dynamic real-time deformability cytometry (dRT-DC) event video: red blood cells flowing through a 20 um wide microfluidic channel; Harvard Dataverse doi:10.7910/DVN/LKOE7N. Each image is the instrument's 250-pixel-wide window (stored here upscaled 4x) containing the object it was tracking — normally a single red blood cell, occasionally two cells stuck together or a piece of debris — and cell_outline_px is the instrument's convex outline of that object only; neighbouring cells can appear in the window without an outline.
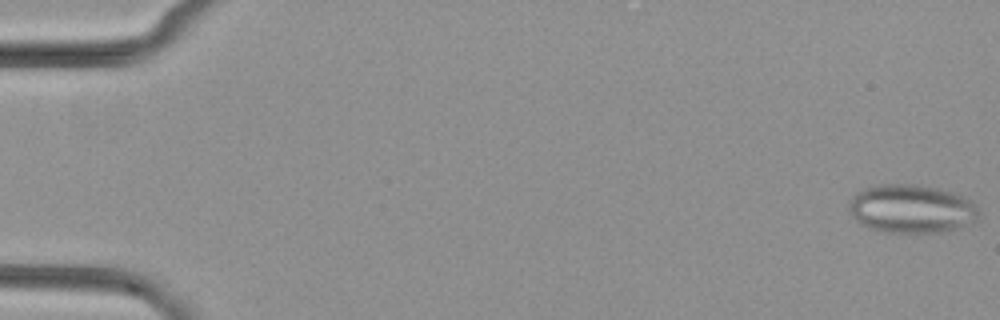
{"species": "common noctule bat (a hibernating species)", "species_latin": "Nyctalus noctula", "temperature_condition": "cold", "stored_images_in_passage": 52, "camera_frame_rate_fps": 3000, "um_per_image_px": 0.085, "animal": {"sex": "female", "body_mass_g": 29.2, "forearm_length_mm": 56.3}, "frame": {"image": 1, "passage_image": 1, "time_ms": 0.0, "image_size_px": [1000, 320], "cell_outline_px": [[980, 212], [972, 220], [956, 228], [944, 232], [884, 232], [868, 228], [860, 224], [848, 212], [848, 200], [856, 192], [864, 188], [876, 184], [916, 184], [936, 188], [952, 192], [972, 200], [976, 204]], "centroid_in_image_um": [77.4, 17.73], "position_along_channel_um": 7.6, "area_um2": 36.82}}
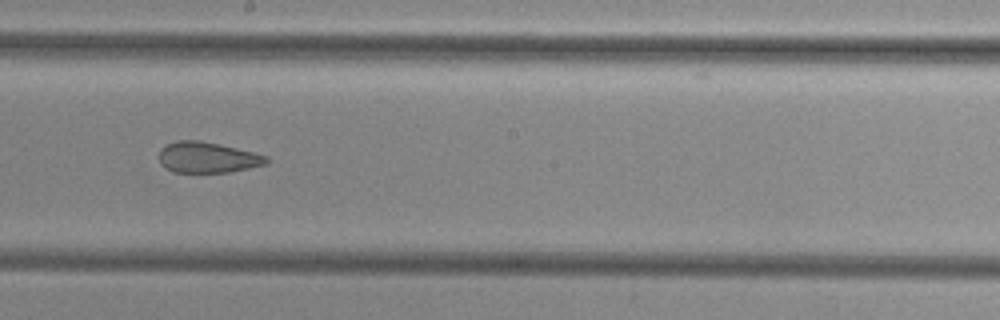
{"frame": {"image": 2, "passage_image": 30, "time_ms": 9.667, "image_size_px": [1000, 320], "cell_outline_px": [[268, 164], [228, 172], [172, 172], [164, 168], [160, 164], [160, 148], [176, 140], [200, 140], [236, 148], [268, 156]], "centroid_in_image_um": [17.61, 13.38], "position_along_channel_um": 230.6, "area_um2": 19.25}}
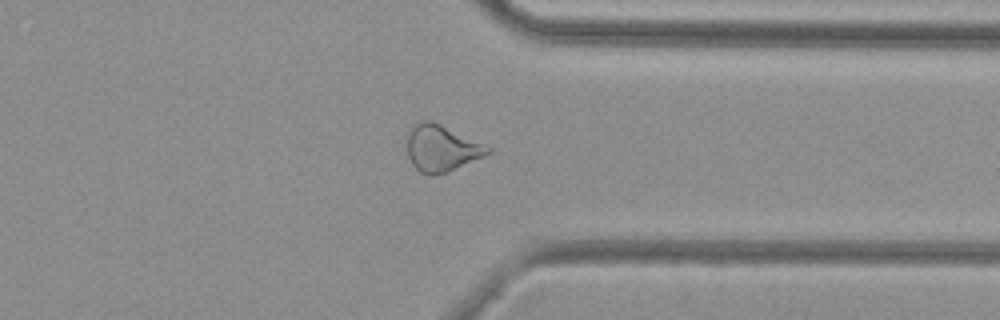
{"frame": {"image": 3, "passage_image": 41, "time_ms": 13.333, "image_size_px": [1000, 320], "cell_outline_px": [[492, 152], [484, 156], [444, 172], [432, 176], [420, 172], [412, 164], [408, 156], [408, 136], [412, 128], [420, 120], [432, 120], [484, 144], [492, 148]], "centroid_in_image_um": [37.53, 12.59], "position_along_channel_um": 373.9, "area_um2": 21.39}}